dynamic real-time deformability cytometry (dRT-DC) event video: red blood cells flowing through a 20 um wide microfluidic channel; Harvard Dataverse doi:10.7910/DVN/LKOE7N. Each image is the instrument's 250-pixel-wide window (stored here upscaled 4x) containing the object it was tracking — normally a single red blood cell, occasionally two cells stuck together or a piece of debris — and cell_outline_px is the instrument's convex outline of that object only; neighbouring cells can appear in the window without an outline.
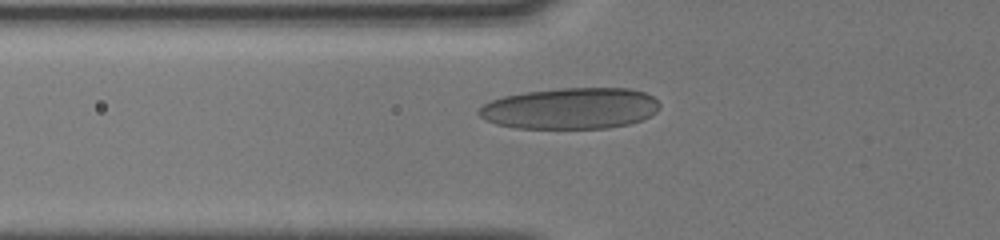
{"species": "human", "species_latin": "Homo sapiens", "temperature_condition": "cold", "stored_images_in_passage": 6, "camera_frame_rate_fps": 3000, "um_per_image_px": 0.085, "donor": {"sex": "male"}, "frame": {"image": 1, "passage_image": 6, "time_ms": 5.667, "image_size_px": [1000, 240], "cell_outline_px": [[660, 108], [656, 112], [640, 120], [628, 124], [608, 128], [516, 128], [496, 124], [484, 120], [476, 112], [484, 104], [492, 100], [504, 96], [524, 92], [560, 88], [632, 88], [644, 92], [652, 96], [660, 104]], "centroid_in_image_um": [48.48, 9.21], "position_along_channel_um": 77.3, "area_um2": 43.52}}